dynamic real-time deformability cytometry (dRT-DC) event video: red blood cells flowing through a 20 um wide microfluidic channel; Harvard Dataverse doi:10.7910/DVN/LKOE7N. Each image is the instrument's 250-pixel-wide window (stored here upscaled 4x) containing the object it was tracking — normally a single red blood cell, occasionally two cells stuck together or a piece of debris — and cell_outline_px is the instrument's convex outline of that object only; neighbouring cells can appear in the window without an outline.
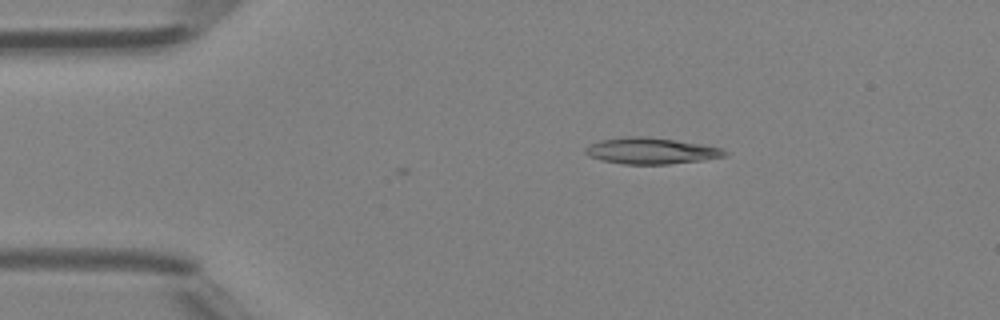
{"species": "Egyptian fruit bat (a non-hibernating species)", "species_latin": "Rousettus aegyptiacus", "temperature_condition": "room temperature", "stored_images_in_passage": 32, "camera_frame_rate_fps": 3000, "um_per_image_px": 0.085, "animal": {"sex": "female"}, "frame": {"image": 1, "passage_image": 2, "time_ms": 0.333, "image_size_px": [1000, 320], "cell_outline_px": [[728, 156], [704, 160], [668, 164], [624, 164], [600, 160], [588, 156], [584, 152], [584, 148], [588, 144], [600, 140], [624, 136], [644, 136], [676, 140], [700, 144], [720, 148], [728, 152]], "centroid_in_image_um": [55.3, 12.82], "position_along_channel_um": 29.7, "area_um2": 21.5}}
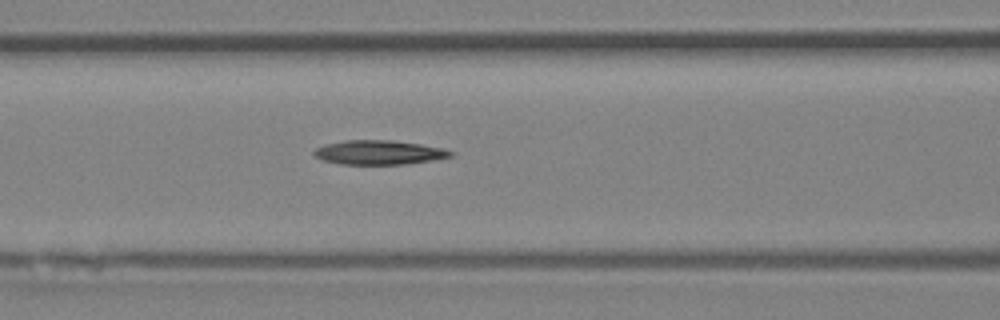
{"frame": {"image": 2, "passage_image": 13, "time_ms": 4.0, "image_size_px": [1000, 320], "cell_outline_px": [[452, 156], [432, 160], [404, 164], [340, 164], [324, 160], [316, 156], [312, 152], [316, 148], [328, 144], [344, 140], [392, 140], [420, 144], [440, 148], [452, 152]], "centroid_in_image_um": [32.19, 12.95], "position_along_channel_um": 134.4, "area_um2": 18.96}}
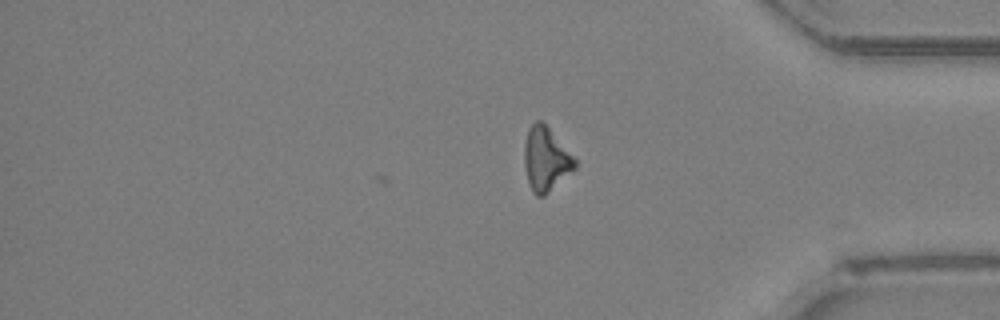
{"frame": {"image": 3, "passage_image": 32, "time_ms": 10.333, "image_size_px": [1000, 320], "cell_outline_px": [[576, 168], [572, 172], [544, 196], [536, 196], [532, 192], [528, 180], [524, 164], [524, 144], [528, 128], [536, 120], [540, 120], [548, 128], [576, 160]], "centroid_in_image_um": [46.38, 13.55], "position_along_channel_um": 388.8, "area_um2": 18.55}, "authors_computed_cell_mechanics": {"area_um2": 19.6809, "velocity_mm_per_s": 4.3134, "shape_relaxation_time_tau1_ms": 5.171, "shape_relaxation_time_tau2_ms": null, "deformation_change_tau1": 0.1336, "deformation_change_tau2": null}}